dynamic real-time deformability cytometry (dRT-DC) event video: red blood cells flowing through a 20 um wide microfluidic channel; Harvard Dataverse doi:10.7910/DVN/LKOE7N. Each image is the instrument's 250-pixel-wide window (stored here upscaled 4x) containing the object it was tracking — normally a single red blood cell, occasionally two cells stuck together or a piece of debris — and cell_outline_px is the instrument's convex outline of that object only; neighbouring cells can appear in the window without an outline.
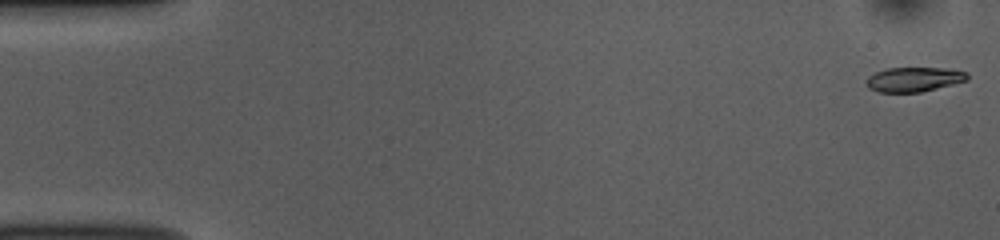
{"species": "common noctule bat (a hibernating species)", "species_latin": "Nyctalus noctula", "temperature_condition": "room temperature", "stored_images_in_passage": 53, "camera_frame_rate_fps": 3000, "um_per_image_px": 0.085, "animal": {"sex": "female", "body_mass_g": 10.0, "forearm_length_mm": 53.1}, "frame": {"image": 1, "passage_image": 1, "time_ms": 0.0, "image_size_px": [1000, 240], "cell_outline_px": [[968, 80], [920, 92], [876, 92], [868, 88], [864, 80], [868, 76], [876, 72], [888, 68], [944, 68], [968, 72]], "centroid_in_image_um": [77.64, 6.75], "position_along_channel_um": 7.4, "area_um2": 14.45}}
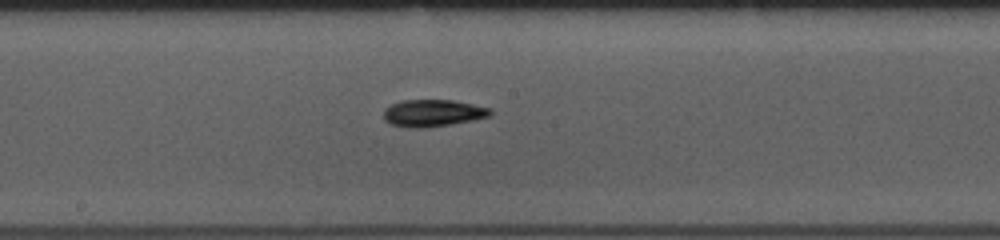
{"frame": {"image": 2, "passage_image": 28, "time_ms": 9.0, "image_size_px": [1000, 240], "cell_outline_px": [[492, 112], [488, 116], [472, 120], [424, 128], [408, 128], [392, 124], [384, 120], [384, 108], [400, 100], [452, 100], [492, 108]], "centroid_in_image_um": [36.76, 9.6], "position_along_channel_um": 211.4, "area_um2": 16.7}}
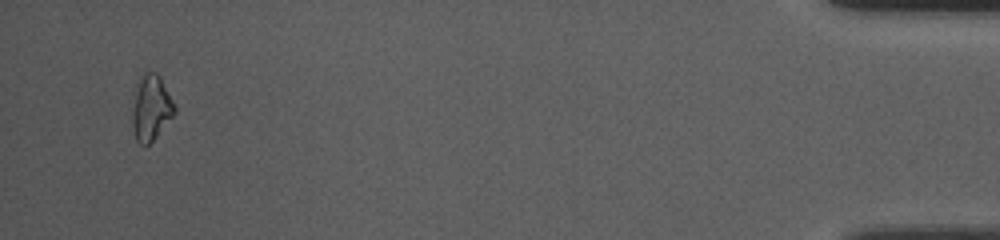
{"frame": {"image": 3, "passage_image": 51, "time_ms": 16.667, "image_size_px": [1000, 240], "cell_outline_px": [[176, 112], [156, 136], [148, 144], [140, 144], [136, 140], [132, 124], [132, 112], [136, 92], [140, 76], [144, 72], [156, 72], [160, 76], [176, 108]], "centroid_in_image_um": [12.84, 9.16], "position_along_channel_um": 422.4, "area_um2": 15.72}, "authors_computed_cell_mechanics": {"area_um2": 15.7216, "velocity_mm_per_s": 3.7873, "shape_relaxation_time_tau1_ms": 3.443, "shape_relaxation_time_tau2_ms": 6.1036, "deformation_change_tau1": 0.1463, "deformation_change_tau2": 0.1219}}